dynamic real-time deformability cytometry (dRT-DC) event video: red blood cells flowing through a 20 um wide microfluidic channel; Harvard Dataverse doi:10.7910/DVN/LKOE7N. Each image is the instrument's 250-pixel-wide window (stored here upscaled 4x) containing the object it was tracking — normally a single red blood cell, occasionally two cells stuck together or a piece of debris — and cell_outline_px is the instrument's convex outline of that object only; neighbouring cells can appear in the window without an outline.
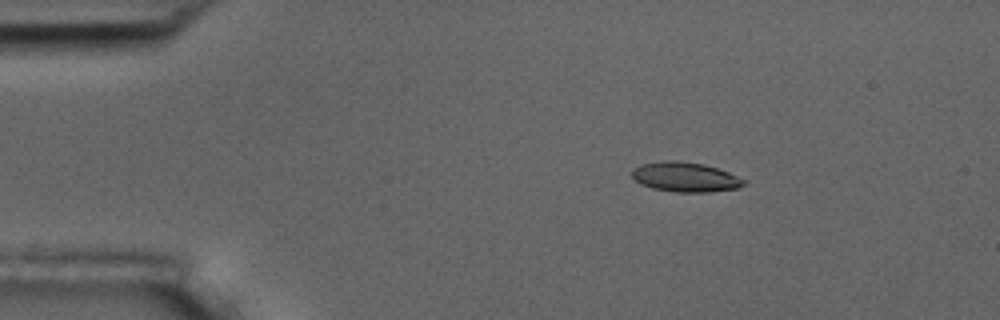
{"species": "common noctule bat (a hibernating species)", "species_latin": "Nyctalus noctula", "temperature_condition": "room temperature", "stored_images_in_passage": 5, "camera_frame_rate_fps": 3000, "um_per_image_px": 0.085, "animal": {"sex": "male", "body_mass_g": 17.5, "forearm_length_mm": 52.3}, "frame": {"image": 1, "passage_image": 3, "time_ms": 2.333, "image_size_px": [1000, 320], "cell_outline_px": [[744, 184], [736, 188], [708, 192], [676, 192], [652, 188], [640, 184], [632, 176], [632, 168], [640, 164], [664, 160], [676, 160], [704, 164], [728, 172], [744, 180]], "centroid_in_image_um": [58.18, 15.04], "position_along_channel_um": 26.8, "area_um2": 19.25}}